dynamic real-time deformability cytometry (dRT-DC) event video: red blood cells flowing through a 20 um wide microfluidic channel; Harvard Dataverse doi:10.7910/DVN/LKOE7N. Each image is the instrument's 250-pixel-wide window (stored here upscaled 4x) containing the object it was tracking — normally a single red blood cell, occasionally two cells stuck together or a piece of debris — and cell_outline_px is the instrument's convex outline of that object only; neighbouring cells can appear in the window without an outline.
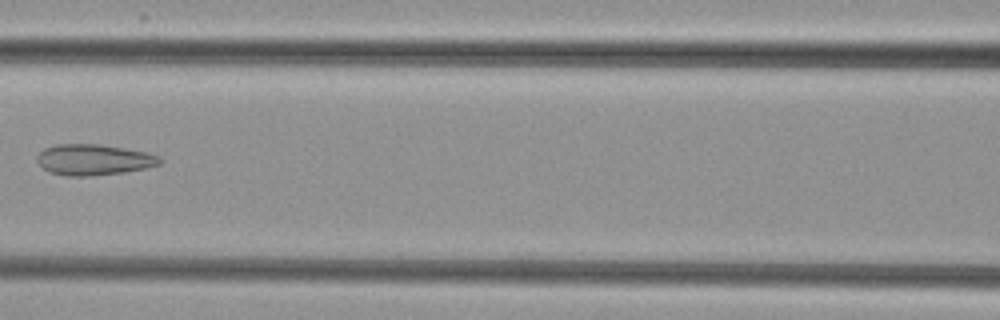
{"species": "common noctule bat (a hibernating species)", "species_latin": "Nyctalus noctula", "temperature_condition": "cold", "stored_images_in_passage": 7, "camera_frame_rate_fps": 3000, "um_per_image_px": 0.085, "animal": {"sex": "female", "body_mass_g": 29.2, "forearm_length_mm": 56.3}, "frame": {"image": 1, "passage_image": 6, "time_ms": 6.0, "image_size_px": [1000, 320], "cell_outline_px": [[160, 164], [148, 168], [124, 172], [92, 176], [64, 176], [48, 172], [36, 160], [36, 156], [44, 148], [56, 144], [100, 144], [148, 152], [160, 156]], "centroid_in_image_um": [7.96, 13.58], "position_along_channel_um": 158.6, "area_um2": 22.31}}
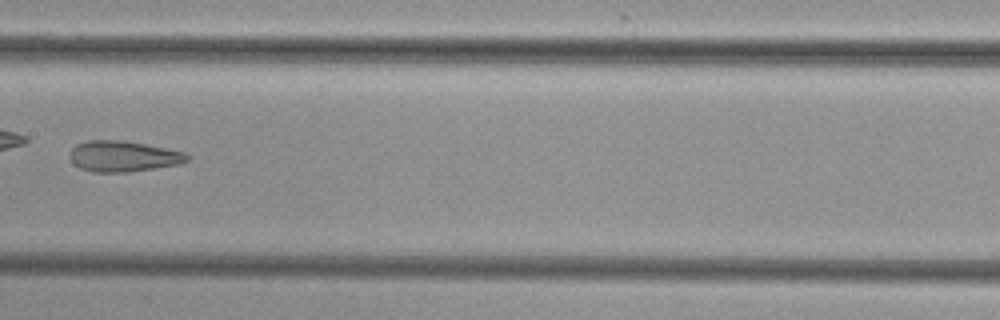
{"frame": {"image": 2, "passage_image": 7, "time_ms": 7.0, "image_size_px": [1000, 320], "cell_outline_px": [[188, 160], [180, 164], [124, 172], [92, 172], [80, 168], [72, 164], [68, 156], [72, 148], [76, 144], [88, 140], [124, 140], [184, 152], [188, 156]], "centroid_in_image_um": [10.4, 13.28], "position_along_channel_um": 197.0, "area_um2": 20.98}}